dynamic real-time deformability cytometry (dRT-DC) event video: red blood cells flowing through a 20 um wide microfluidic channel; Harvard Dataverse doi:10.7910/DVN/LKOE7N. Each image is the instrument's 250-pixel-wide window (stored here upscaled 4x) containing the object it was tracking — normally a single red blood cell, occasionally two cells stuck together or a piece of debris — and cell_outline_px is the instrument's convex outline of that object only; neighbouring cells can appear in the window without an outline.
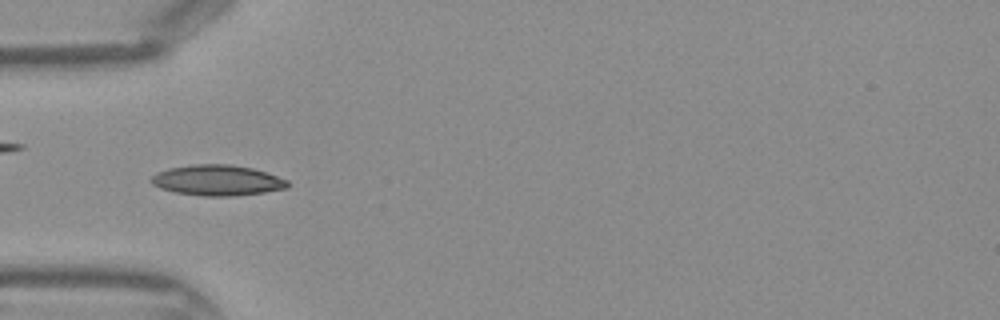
{"species": "Egyptian fruit bat (a non-hibernating species)", "species_latin": "Rousettus aegyptiacus", "temperature_condition": "warm", "stored_images_in_passage": 35, "camera_frame_rate_fps": 3000, "um_per_image_px": 0.085, "frame": {"image": 1, "passage_image": 8, "time_ms": 2.333, "image_size_px": [1000, 320], "cell_outline_px": [[288, 188], [264, 192], [232, 196], [204, 196], [176, 192], [160, 188], [152, 184], [152, 176], [156, 172], [168, 168], [196, 164], [228, 164], [252, 168], [288, 180]], "centroid_in_image_um": [18.46, 15.32], "position_along_channel_um": 66.5, "area_um2": 24.1}}
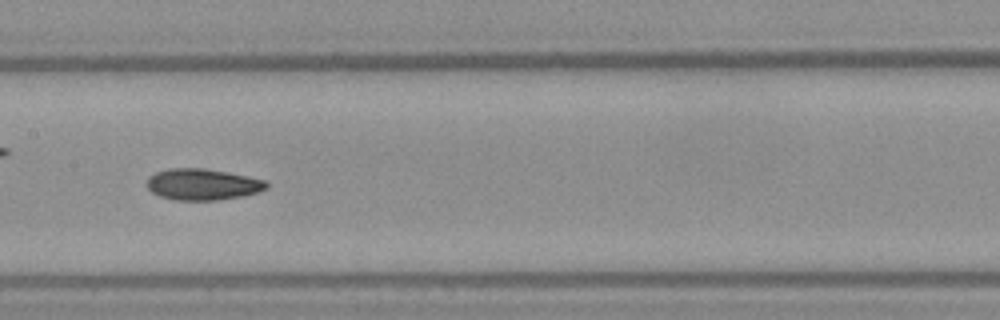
{"frame": {"image": 2, "passage_image": 16, "time_ms": 5.0, "image_size_px": [1000, 320], "cell_outline_px": [[268, 188], [244, 196], [220, 200], [172, 200], [160, 196], [152, 192], [148, 188], [148, 176], [156, 172], [168, 168], [204, 168], [248, 176], [264, 180], [268, 184]], "centroid_in_image_um": [17.21, 15.67], "position_along_channel_um": 190.2, "area_um2": 21.85}}
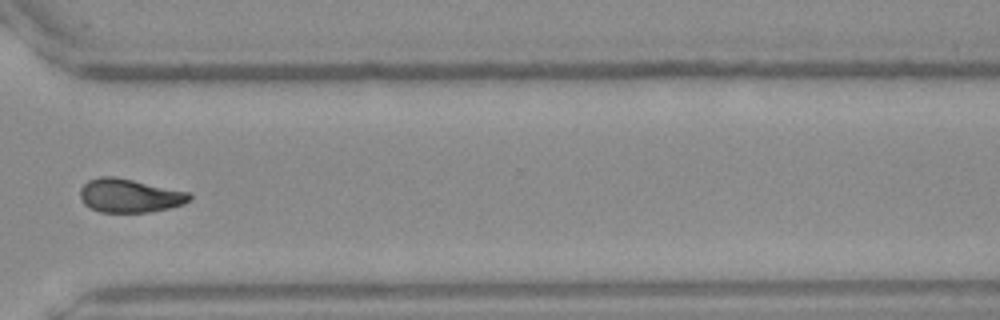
{"frame": {"image": 3, "passage_image": 27, "time_ms": 8.667, "image_size_px": [1000, 320], "cell_outline_px": [[192, 200], [184, 204], [168, 208], [148, 212], [100, 212], [84, 204], [80, 196], [80, 188], [88, 180], [100, 176], [112, 176], [132, 180], [188, 192], [192, 196]], "centroid_in_image_um": [11.01, 16.63], "position_along_channel_um": 359.6, "area_um2": 21.27}}